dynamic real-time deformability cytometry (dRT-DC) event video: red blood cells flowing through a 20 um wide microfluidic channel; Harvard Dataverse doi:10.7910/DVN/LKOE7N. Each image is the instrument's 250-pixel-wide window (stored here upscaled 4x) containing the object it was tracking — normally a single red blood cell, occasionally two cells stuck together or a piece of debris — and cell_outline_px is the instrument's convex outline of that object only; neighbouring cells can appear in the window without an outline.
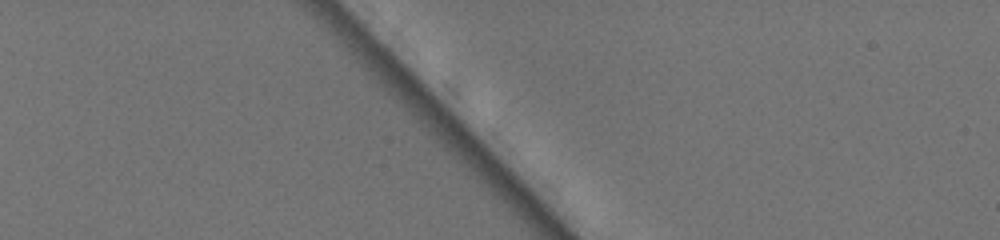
{"species": "common noctule bat (a hibernating species)", "species_latin": "Nyctalus noctula", "temperature_condition": "warm", "stored_images_in_passage": 4, "camera_frame_rate_fps": 3000, "um_per_image_px": 0.085, "animal": {"sex": "female", "body_mass_g": 19.5, "forearm_length_mm": 54.1}, "frame": {"image": 1, "passage_image": 1, "time_ms": 0.0, "image_size_px": [1000, 240], "cell_outline_px": [[612, 76], [596, 104], [592, 104], [584, 100], [572, 88], [552, 52], [568, 48], [604, 68]], "centroid_in_image_um": [49.57, 6.36], "position_along_channel_um": 35.4, "area_um2": 12.54}}